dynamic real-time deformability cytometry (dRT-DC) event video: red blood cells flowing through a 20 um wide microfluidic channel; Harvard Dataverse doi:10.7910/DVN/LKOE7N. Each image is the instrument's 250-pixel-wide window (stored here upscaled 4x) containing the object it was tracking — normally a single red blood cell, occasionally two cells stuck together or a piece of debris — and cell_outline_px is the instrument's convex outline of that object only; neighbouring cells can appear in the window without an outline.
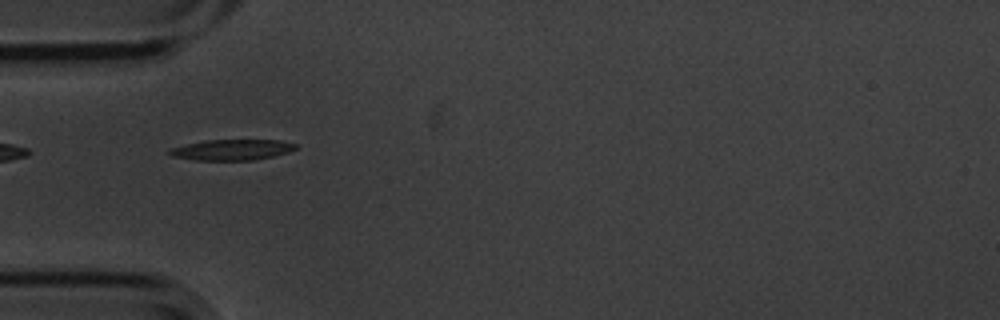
{"species": "common noctule bat (a hibernating species)", "species_latin": "Nyctalus noctula", "temperature_condition": "cold", "stored_images_in_passage": 5, "camera_frame_rate_fps": 3000, "um_per_image_px": 0.085, "animal": {"sex": "male", "body_mass_g": 20.1, "forearm_length_mm": 53.5}, "frame": {"image": 1, "passage_image": 5, "time_ms": 1.333, "image_size_px": [1000, 320], "cell_outline_px": [[296, 148], [288, 152], [272, 156], [252, 160], [196, 160], [172, 156], [164, 152], [172, 148], [204, 140], [280, 140], [296, 144]], "centroid_in_image_um": [19.68, 12.73], "position_along_channel_um": 65.3, "area_um2": 15.09}}